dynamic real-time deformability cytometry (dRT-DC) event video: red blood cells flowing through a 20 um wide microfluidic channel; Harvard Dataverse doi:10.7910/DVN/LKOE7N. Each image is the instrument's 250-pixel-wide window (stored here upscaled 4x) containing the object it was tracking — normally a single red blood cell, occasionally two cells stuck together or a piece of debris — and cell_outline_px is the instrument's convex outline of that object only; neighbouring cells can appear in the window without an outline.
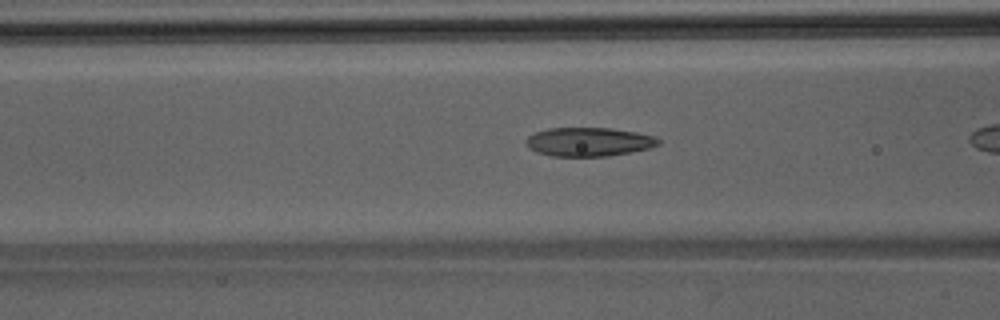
{"species": "Egyptian fruit bat (a non-hibernating species)", "species_latin": "Rousettus aegyptiacus", "temperature_condition": "room temperature", "stored_images_in_passage": 7, "camera_frame_rate_fps": 3000, "um_per_image_px": 0.085, "animal": {"sex": "male"}, "frame": {"image": 1, "passage_image": 5, "time_ms": 1.333, "image_size_px": [1000, 320], "cell_outline_px": [[660, 144], [648, 148], [608, 156], [552, 156], [536, 152], [528, 148], [524, 144], [524, 140], [528, 136], [536, 132], [548, 128], [612, 128], [636, 132], [652, 136], [660, 140]], "centroid_in_image_um": [49.98, 12.05], "position_along_channel_um": 116.6, "area_um2": 22.2}}